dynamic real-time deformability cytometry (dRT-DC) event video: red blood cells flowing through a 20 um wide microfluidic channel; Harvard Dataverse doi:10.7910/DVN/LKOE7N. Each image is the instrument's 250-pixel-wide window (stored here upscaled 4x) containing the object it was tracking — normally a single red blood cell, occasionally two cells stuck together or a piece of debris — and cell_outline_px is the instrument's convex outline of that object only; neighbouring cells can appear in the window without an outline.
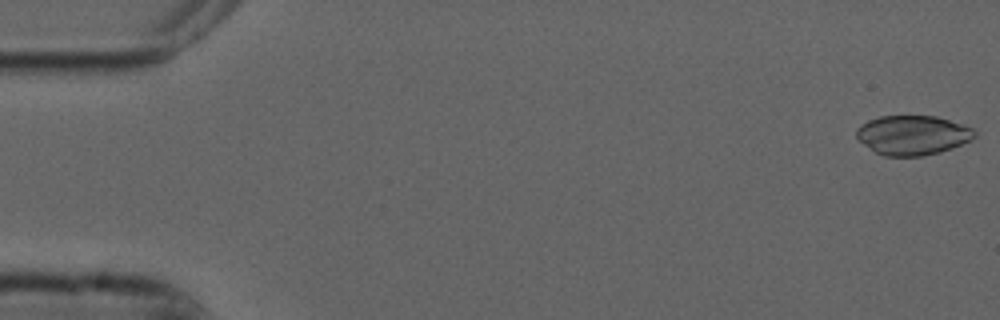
{"species": "common noctule bat (a hibernating species)", "species_latin": "Nyctalus noctula", "temperature_condition": "cold", "stored_images_in_passage": 50, "camera_frame_rate_fps": 3000, "um_per_image_px": 0.085, "animal": {"sex": "male", "forearm_length_mm": 52.5}, "frame": {"image": 1, "passage_image": 1, "time_ms": 0.0, "image_size_px": [1000, 320], "cell_outline_px": [[976, 136], [952, 148], [940, 152], [924, 156], [884, 156], [876, 152], [864, 144], [856, 136], [856, 128], [860, 124], [868, 120], [880, 116], [936, 116], [964, 124], [972, 128], [976, 132]], "centroid_in_image_um": [77.56, 11.48], "position_along_channel_um": 7.4, "area_um2": 27.17}}
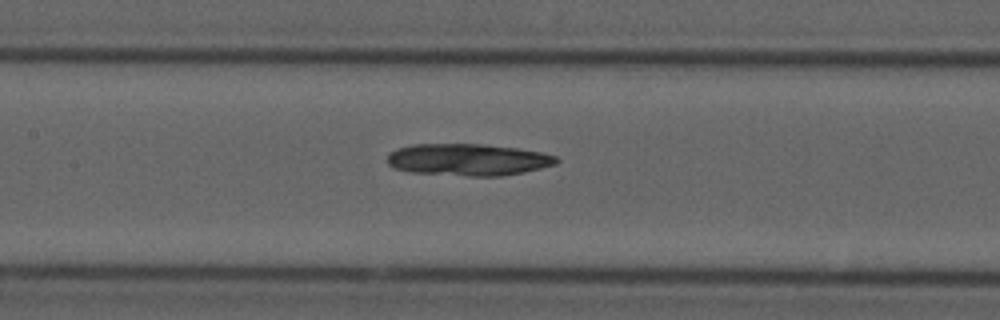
{"frame": {"image": 2, "passage_image": 25, "time_ms": 8.0, "image_size_px": [1000, 320], "cell_outline_px": [[560, 160], [556, 164], [524, 172], [500, 176], [468, 176], [412, 172], [396, 168], [388, 164], [388, 156], [396, 148], [412, 144], [484, 144], [516, 148], [540, 152], [556, 156]], "centroid_in_image_um": [39.8, 13.57], "position_along_channel_um": 167.6, "area_um2": 31.33}}
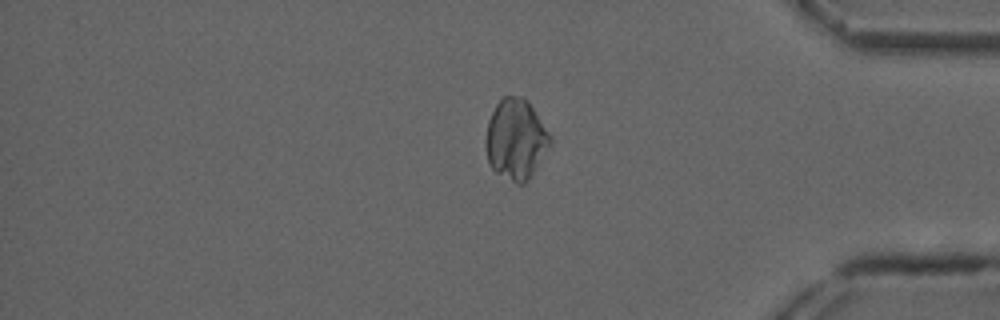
{"frame": {"image": 3, "passage_image": 45, "time_ms": 14.667, "image_size_px": [1000, 320], "cell_outline_px": [[552, 140], [532, 172], [524, 184], [516, 184], [496, 172], [488, 164], [484, 148], [484, 140], [488, 120], [496, 104], [504, 96], [524, 96], [528, 100], [552, 136]], "centroid_in_image_um": [43.8, 11.81], "position_along_channel_um": 391.4, "area_um2": 30.23}}